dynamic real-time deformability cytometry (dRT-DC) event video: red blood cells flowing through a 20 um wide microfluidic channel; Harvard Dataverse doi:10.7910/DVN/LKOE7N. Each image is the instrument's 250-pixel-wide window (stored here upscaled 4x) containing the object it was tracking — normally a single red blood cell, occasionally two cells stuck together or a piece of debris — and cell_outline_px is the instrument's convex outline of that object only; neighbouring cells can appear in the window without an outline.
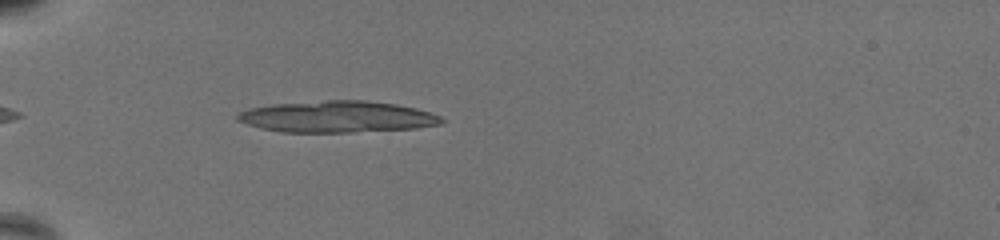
{"species": "common noctule bat (a hibernating species)", "species_latin": "Nyctalus noctula", "temperature_condition": "warm", "stored_images_in_passage": 13, "camera_frame_rate_fps": 3000, "um_per_image_px": 0.085, "animal": {"sex": "female", "body_mass_g": 19.5, "forearm_length_mm": 54.1}, "frame": {"image": 1, "passage_image": 1, "time_ms": 0.0, "image_size_px": [1000, 240], "cell_outline_px": [[448, 120], [444, 124], [416, 128], [352, 132], [280, 132], [260, 128], [236, 120], [236, 116], [240, 112], [248, 108], [272, 104], [328, 100], [364, 100], [396, 104], [416, 108], [440, 116]], "centroid_in_image_um": [28.69, 9.92], "position_along_channel_um": 56.3, "area_um2": 37.63}}